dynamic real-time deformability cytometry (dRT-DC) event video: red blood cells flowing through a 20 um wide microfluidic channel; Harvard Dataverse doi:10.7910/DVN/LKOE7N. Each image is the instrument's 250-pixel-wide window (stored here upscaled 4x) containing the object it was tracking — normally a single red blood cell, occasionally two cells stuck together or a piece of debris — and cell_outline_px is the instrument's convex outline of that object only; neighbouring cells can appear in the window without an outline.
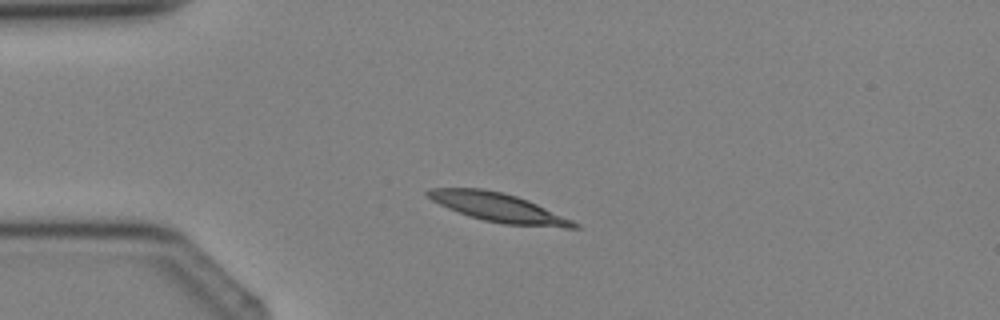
{"species": "Egyptian fruit bat (a non-hibernating species)", "species_latin": "Rousettus aegyptiacus", "temperature_condition": "cold", "stored_images_in_passage": 1, "camera_frame_rate_fps": 3000, "um_per_image_px": 0.085, "animal": {"sex": "female"}, "frame": {"image": 1, "passage_image": 1, "time_ms": 0.0, "image_size_px": [1000, 320], "cell_outline_px": [[580, 228], [564, 228], [504, 224], [484, 220], [468, 216], [448, 208], [432, 200], [424, 192], [428, 188], [480, 188], [504, 192], [528, 200], [572, 220], [580, 224]], "centroid_in_image_um": [42.37, 17.64], "position_along_channel_um": 42.6, "area_um2": 24.51}}